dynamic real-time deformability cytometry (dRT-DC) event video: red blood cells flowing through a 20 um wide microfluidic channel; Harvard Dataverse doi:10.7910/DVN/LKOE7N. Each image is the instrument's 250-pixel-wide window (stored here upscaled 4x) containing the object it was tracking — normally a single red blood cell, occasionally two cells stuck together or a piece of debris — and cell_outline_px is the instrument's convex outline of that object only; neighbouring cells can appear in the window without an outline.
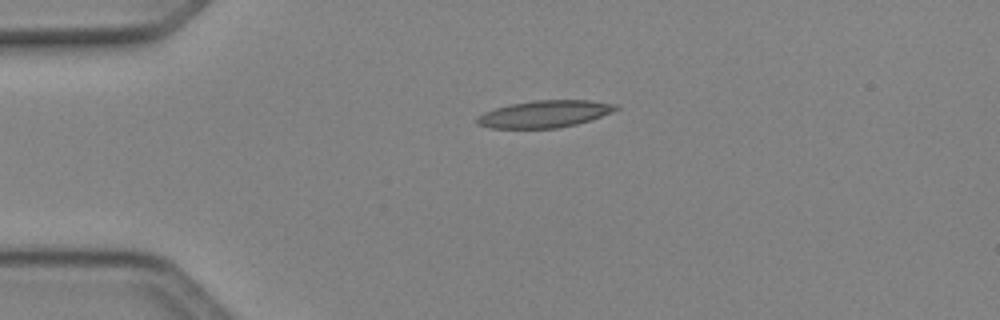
{"species": "Egyptian fruit bat (a non-hibernating species)", "species_latin": "Rousettus aegyptiacus", "temperature_condition": "cold", "stored_images_in_passage": 39, "camera_frame_rate_fps": 3000, "um_per_image_px": 0.085, "animal": {"sex": "female"}, "frame": {"image": 1, "passage_image": 1, "time_ms": 0.0, "image_size_px": [1000, 320], "cell_outline_px": [[620, 108], [612, 112], [576, 124], [556, 128], [492, 128], [476, 124], [476, 120], [484, 112], [508, 104], [536, 100], [588, 100], [620, 104]], "centroid_in_image_um": [46.31, 9.68], "position_along_channel_um": 38.7, "area_um2": 21.79}}
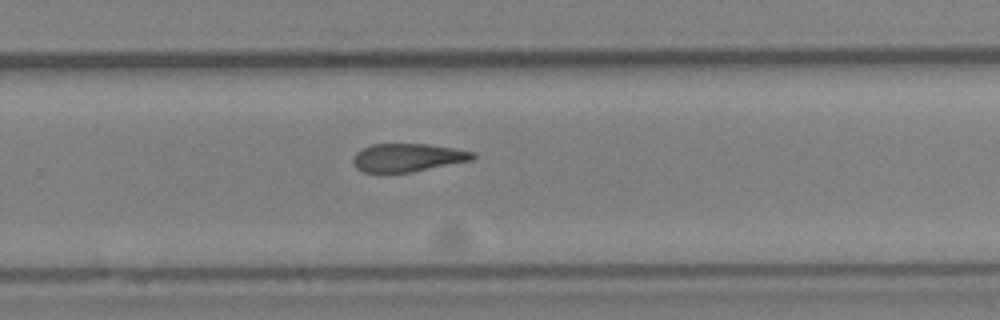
{"frame": {"image": 2, "passage_image": 22, "time_ms": 7.0, "image_size_px": [1000, 320], "cell_outline_px": [[476, 156], [472, 160], [412, 172], [364, 172], [356, 168], [352, 160], [356, 152], [360, 148], [372, 144], [428, 144], [476, 152]], "centroid_in_image_um": [34.64, 13.39], "position_along_channel_um": 295.2, "area_um2": 19.65}}
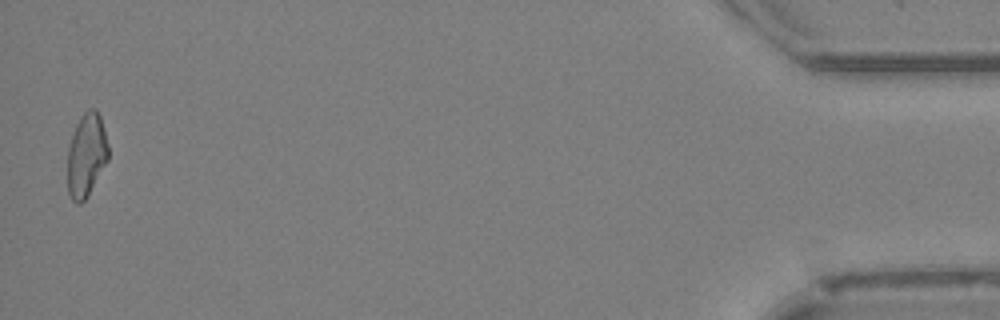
{"frame": {"image": 3, "passage_image": 38, "time_ms": 12.333, "image_size_px": [1000, 320], "cell_outline_px": [[108, 160], [88, 196], [80, 204], [76, 204], [72, 200], [68, 192], [68, 148], [76, 124], [80, 116], [88, 108], [96, 108], [100, 116], [108, 144]], "centroid_in_image_um": [7.34, 13.18], "position_along_channel_um": 427.9, "area_um2": 19.88}, "authors_computed_cell_mechanics": {"area_um2": 20.5768, "velocity_mm_per_s": 4.1518, "shape_relaxation_time_tau1_ms": null, "shape_relaxation_time_tau2_ms": 10.7277, "deformation_change_tau1": null, "deformation_change_tau2": 0.2742}}